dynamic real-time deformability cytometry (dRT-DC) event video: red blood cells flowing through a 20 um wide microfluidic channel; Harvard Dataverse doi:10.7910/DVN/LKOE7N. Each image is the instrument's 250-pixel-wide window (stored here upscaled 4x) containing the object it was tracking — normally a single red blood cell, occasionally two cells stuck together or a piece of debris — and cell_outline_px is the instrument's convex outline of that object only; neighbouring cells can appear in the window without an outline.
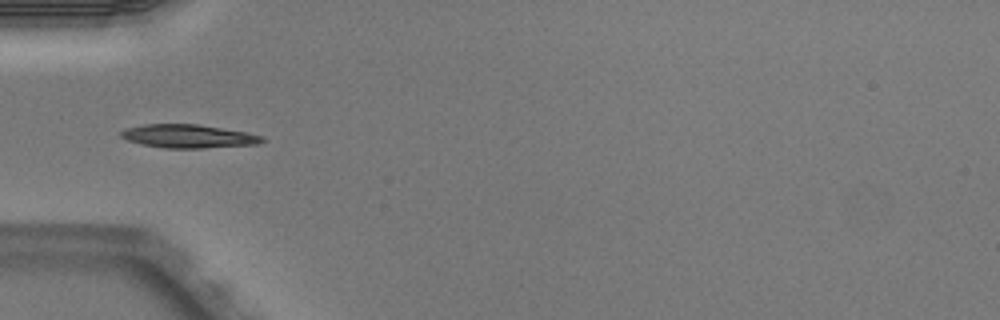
{"species": "Egyptian fruit bat (a non-hibernating species)", "species_latin": "Rousettus aegyptiacus", "temperature_condition": "warm", "stored_images_in_passage": 1, "camera_frame_rate_fps": 3000, "um_per_image_px": 0.085, "animal": {"sex": "male"}, "frame": {"image": 1, "passage_image": 1, "time_ms": 0.0, "image_size_px": [1000, 320], "cell_outline_px": [[264, 140], [256, 144], [204, 148], [164, 148], [144, 144], [128, 140], [120, 136], [120, 132], [124, 128], [144, 124], [196, 124], [244, 132], [264, 136]], "centroid_in_image_um": [15.97, 11.57], "position_along_channel_um": 69.0, "area_um2": 19.02}}